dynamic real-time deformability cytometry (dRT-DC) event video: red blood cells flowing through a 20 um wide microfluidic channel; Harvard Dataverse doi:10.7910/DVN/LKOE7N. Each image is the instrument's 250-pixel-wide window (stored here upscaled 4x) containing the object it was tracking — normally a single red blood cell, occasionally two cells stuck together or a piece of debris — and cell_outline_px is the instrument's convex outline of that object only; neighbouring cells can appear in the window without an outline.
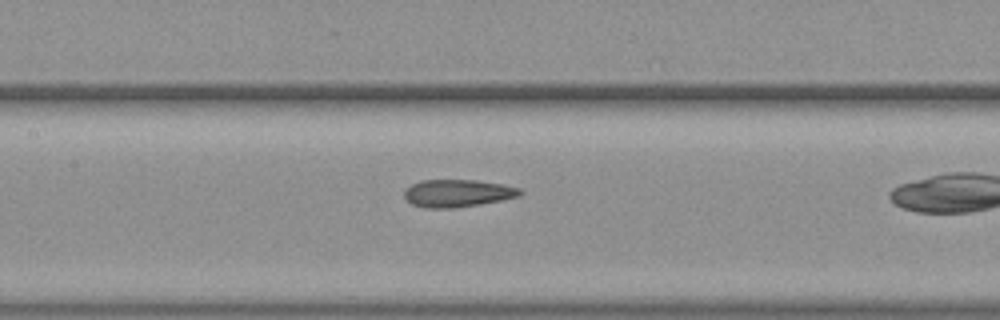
{"species": "common noctule bat (a hibernating species)", "species_latin": "Nyctalus noctula", "temperature_condition": "warm", "stored_images_in_passage": 26, "camera_frame_rate_fps": 3000, "um_per_image_px": 0.085, "animal": {"sex": "female", "body_mass_g": 19.3, "forearm_length_mm": 54.1}, "frame": {"image": 1, "passage_image": 12, "time_ms": 3.667, "image_size_px": [1000, 320], "cell_outline_px": [[524, 192], [520, 196], [480, 204], [452, 208], [424, 208], [412, 204], [404, 200], [404, 188], [420, 180], [476, 180], [504, 184], [520, 188]], "centroid_in_image_um": [38.86, 16.42], "position_along_channel_um": 168.5, "area_um2": 18.79}}
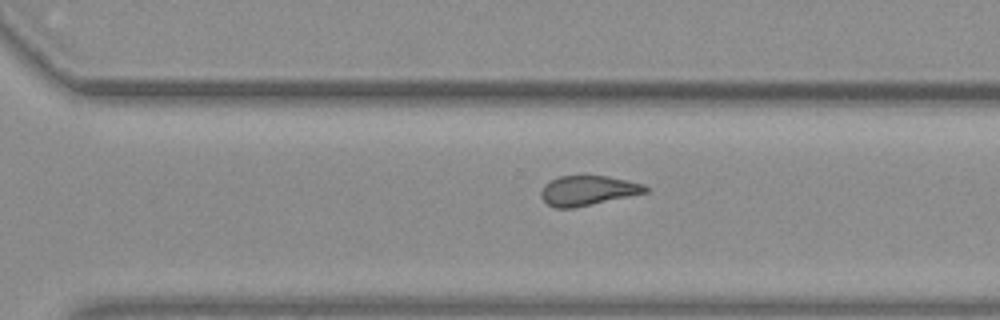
{"frame": {"image": 2, "passage_image": 22, "time_ms": 7.0, "image_size_px": [1000, 320], "cell_outline_px": [[648, 192], [576, 208], [552, 208], [540, 196], [540, 192], [544, 184], [560, 176], [608, 176], [644, 184], [648, 188]], "centroid_in_image_um": [49.95, 16.21], "position_along_channel_um": 320.6, "area_um2": 18.15}}